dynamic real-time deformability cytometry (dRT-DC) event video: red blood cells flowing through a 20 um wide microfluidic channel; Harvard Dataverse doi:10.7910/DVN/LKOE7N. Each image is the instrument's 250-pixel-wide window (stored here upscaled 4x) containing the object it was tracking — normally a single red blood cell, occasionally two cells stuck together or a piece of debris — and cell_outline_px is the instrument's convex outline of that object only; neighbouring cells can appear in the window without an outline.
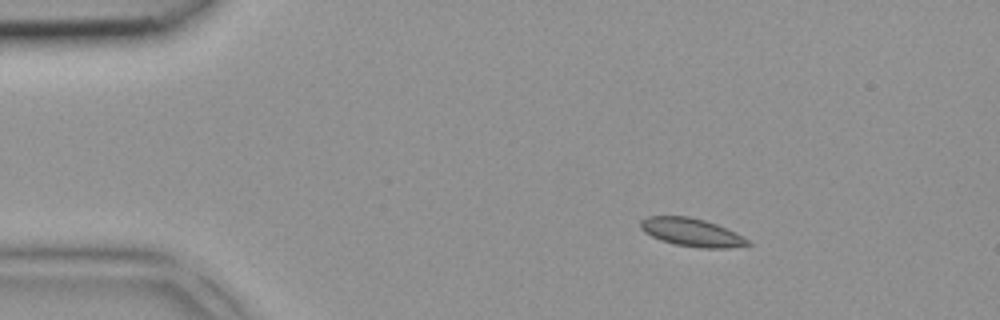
{"species": "common noctule bat (a hibernating species)", "species_latin": "Nyctalus noctula", "temperature_condition": "room temperature", "stored_images_in_passage": 4, "camera_frame_rate_fps": 3000, "um_per_image_px": 0.085, "animal": {"sex": "female", "body_mass_g": 18.4}, "frame": {"image": 1, "passage_image": 4, "time_ms": 1.0, "image_size_px": [1000, 320], "cell_outline_px": [[752, 244], [728, 248], [700, 248], [676, 244], [660, 240], [644, 232], [640, 228], [640, 220], [648, 216], [688, 216], [704, 220], [716, 224], [736, 232], [748, 240]], "centroid_in_image_um": [58.78, 19.74], "position_along_channel_um": 26.2, "area_um2": 17.51}}